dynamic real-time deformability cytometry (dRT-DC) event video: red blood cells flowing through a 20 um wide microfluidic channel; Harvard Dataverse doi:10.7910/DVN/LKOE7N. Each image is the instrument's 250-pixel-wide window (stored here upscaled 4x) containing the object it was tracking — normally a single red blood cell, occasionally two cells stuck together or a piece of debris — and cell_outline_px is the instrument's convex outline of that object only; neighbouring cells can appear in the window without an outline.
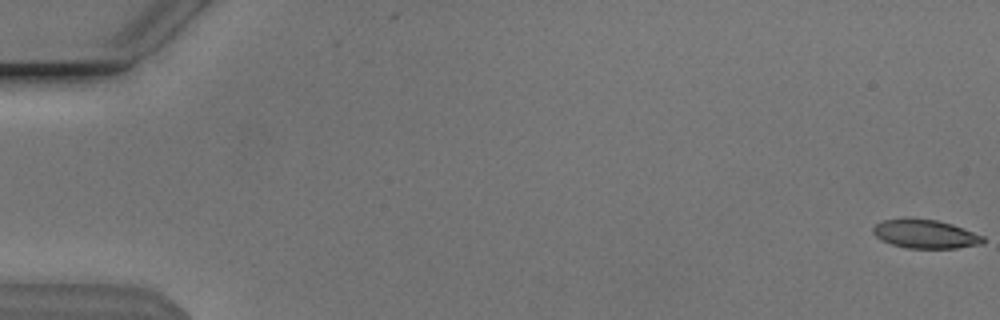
{"species": "Egyptian fruit bat (a non-hibernating species)", "species_latin": "Rousettus aegyptiacus", "temperature_condition": "cold", "stored_images_in_passage": 54, "camera_frame_rate_fps": 3000, "um_per_image_px": 0.085, "animal": {"sex": "male"}, "frame": {"image": 1, "passage_image": 1, "time_ms": 0.0, "image_size_px": [1000, 320], "cell_outline_px": [[984, 244], [956, 248], [904, 248], [880, 240], [872, 232], [872, 228], [876, 224], [884, 220], [904, 216], [936, 220], [952, 224], [984, 236]], "centroid_in_image_um": [78.61, 19.87], "position_along_channel_um": 6.4, "area_um2": 18.79}}
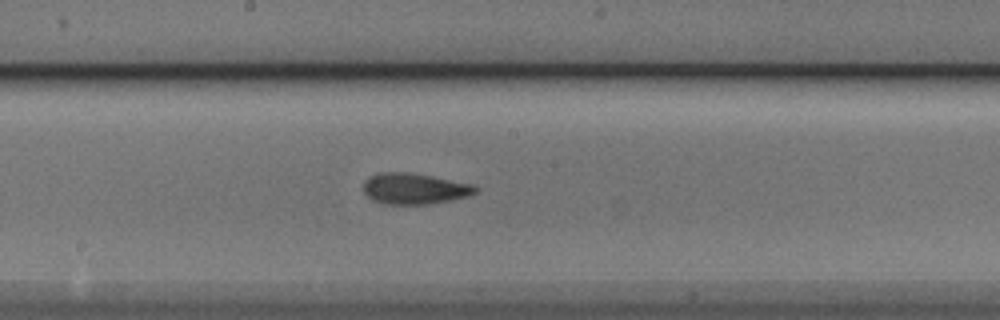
{"frame": {"image": 2, "passage_image": 30, "time_ms": 9.667, "image_size_px": [1000, 320], "cell_outline_px": [[480, 188], [476, 192], [468, 196], [452, 200], [428, 204], [380, 204], [372, 200], [364, 192], [364, 180], [368, 176], [380, 172], [404, 172], [432, 176], [472, 184]], "centroid_in_image_um": [35.21, 16.04], "position_along_channel_um": 213.0, "area_um2": 20.35}}
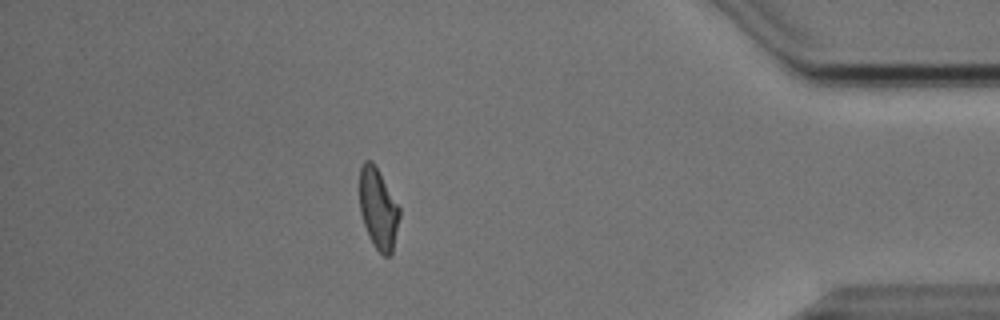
{"frame": {"image": 3, "passage_image": 48, "time_ms": 15.667, "image_size_px": [1000, 320], "cell_outline_px": [[400, 216], [392, 252], [388, 256], [384, 256], [372, 244], [368, 236], [360, 212], [360, 168], [364, 160], [372, 160], [400, 208]], "centroid_in_image_um": [32.14, 17.75], "position_along_channel_um": 403.1, "area_um2": 18.61}, "authors_computed_cell_mechanics": {"area_um2": 19.4208, "velocity_mm_per_s": 3.8481, "shape_relaxation_time_tau1_ms": 8.0614, "shape_relaxation_time_tau2_ms": 2.0389, "deformation_change_tau1": 0.1925, "deformation_change_tau2": 0.094}}